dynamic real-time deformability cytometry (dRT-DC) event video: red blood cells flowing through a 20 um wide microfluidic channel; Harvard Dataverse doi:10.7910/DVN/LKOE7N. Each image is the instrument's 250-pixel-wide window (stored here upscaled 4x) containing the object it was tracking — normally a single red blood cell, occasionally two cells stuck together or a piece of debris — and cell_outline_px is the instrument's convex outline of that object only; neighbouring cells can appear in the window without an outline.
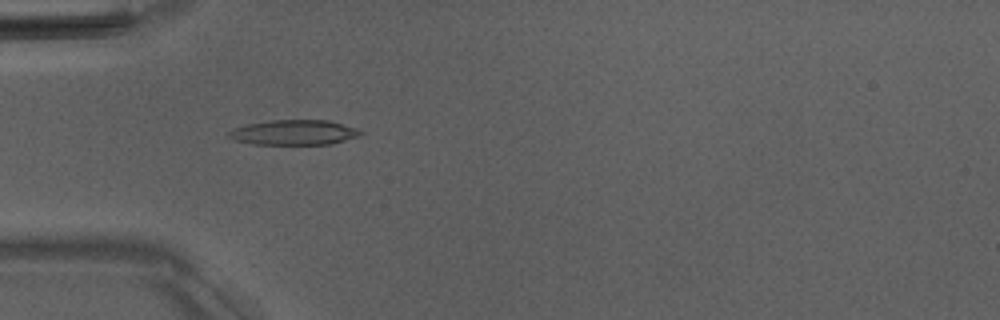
{"species": "Egyptian fruit bat (a non-hibernating species)", "species_latin": "Rousettus aegyptiacus", "temperature_condition": "room temperature", "stored_images_in_passage": 48, "camera_frame_rate_fps": 3000, "um_per_image_px": 0.085, "animal": {"sex": "male"}, "frame": {"image": 1, "passage_image": 13, "time_ms": 4.0, "image_size_px": [1000, 320], "cell_outline_px": [[364, 132], [360, 136], [332, 144], [252, 144], [236, 140], [228, 136], [228, 132], [236, 128], [248, 124], [272, 120], [328, 120], [356, 128]], "centroid_in_image_um": [25.04, 11.26], "position_along_channel_um": 60.0, "area_um2": 19.07}}
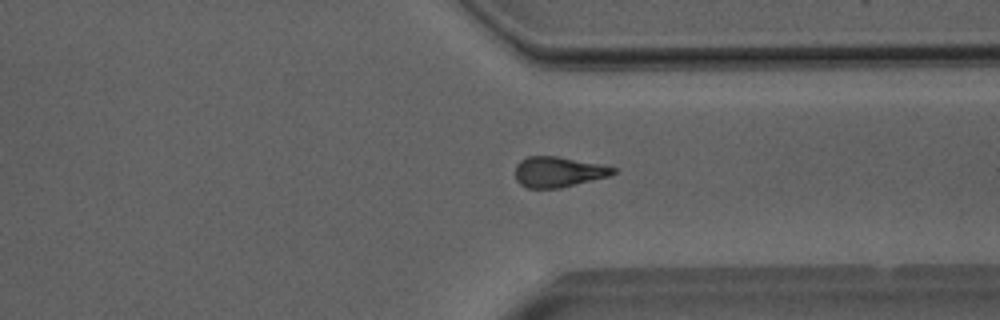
{"frame": {"image": 2, "passage_image": 36, "time_ms": 11.667, "image_size_px": [1000, 320], "cell_outline_px": [[620, 168], [616, 172], [608, 176], [560, 188], [528, 188], [520, 184], [516, 180], [516, 164], [520, 160], [528, 156], [556, 156], [604, 164]], "centroid_in_image_um": [47.49, 14.6], "position_along_channel_um": 363.9, "area_um2": 17.51}}
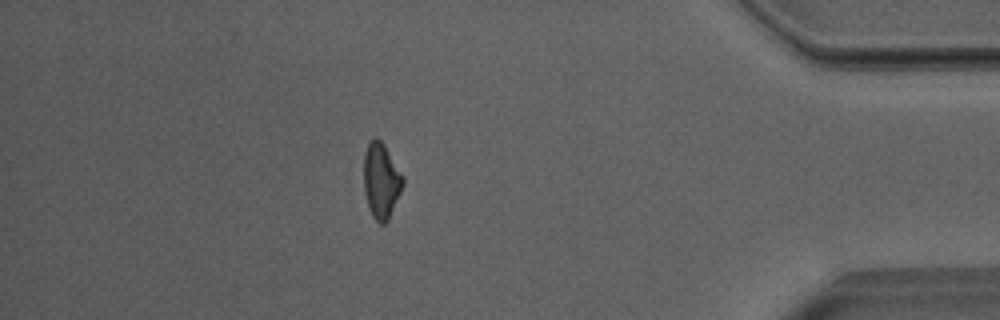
{"frame": {"image": 3, "passage_image": 42, "time_ms": 13.667, "image_size_px": [1000, 320], "cell_outline_px": [[404, 184], [388, 220], [384, 224], [380, 224], [372, 216], [368, 208], [364, 192], [364, 152], [368, 144], [376, 136], [384, 144], [404, 176]], "centroid_in_image_um": [32.4, 15.36], "position_along_channel_um": 402.8, "area_um2": 17.28}}